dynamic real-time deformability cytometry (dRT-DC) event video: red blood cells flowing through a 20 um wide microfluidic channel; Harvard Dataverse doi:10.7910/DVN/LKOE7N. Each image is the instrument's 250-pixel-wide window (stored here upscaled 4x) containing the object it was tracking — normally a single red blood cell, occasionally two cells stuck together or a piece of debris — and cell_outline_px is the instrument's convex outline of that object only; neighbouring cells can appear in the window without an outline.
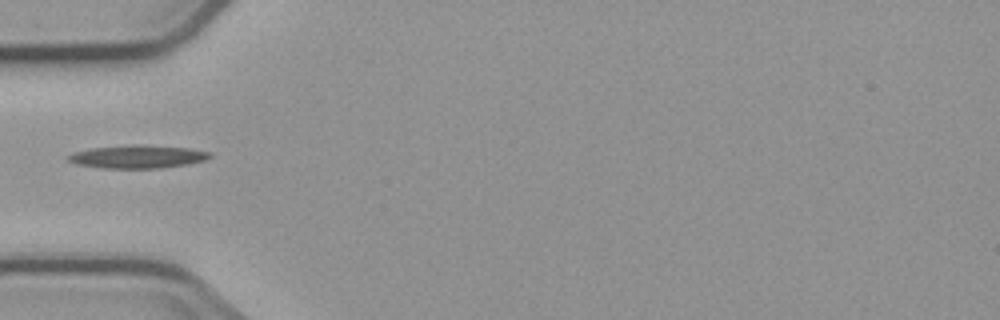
{"species": "common noctule bat (a hibernating species)", "species_latin": "Nyctalus noctula", "temperature_condition": "cold", "stored_images_in_passage": 1, "camera_frame_rate_fps": 3000, "um_per_image_px": 0.085, "animal": {"sex": "male", "body_mass_g": 23.1, "forearm_length_mm": 52.7}, "frame": {"image": 1, "passage_image": 1, "time_ms": 0.0, "image_size_px": [1000, 320], "cell_outline_px": [[212, 156], [204, 160], [188, 164], [160, 168], [104, 168], [76, 164], [68, 160], [68, 156], [76, 152], [92, 148], [188, 148], [212, 152]], "centroid_in_image_um": [11.74, 13.38], "position_along_channel_um": 73.3, "area_um2": 17.46}}